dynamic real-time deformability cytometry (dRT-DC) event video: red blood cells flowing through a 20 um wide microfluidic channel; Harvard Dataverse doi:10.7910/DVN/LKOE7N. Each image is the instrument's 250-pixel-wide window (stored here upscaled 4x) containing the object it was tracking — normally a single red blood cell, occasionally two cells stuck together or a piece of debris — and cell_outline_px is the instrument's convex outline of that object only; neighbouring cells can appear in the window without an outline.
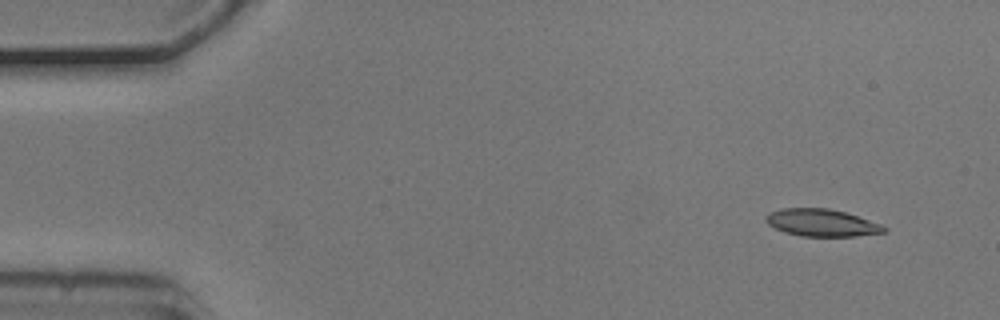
{"species": "common noctule bat (a hibernating species)", "species_latin": "Nyctalus noctula", "temperature_condition": "cold", "stored_images_in_passage": 4, "camera_frame_rate_fps": 3000, "um_per_image_px": 0.085, "animal": {"sex": "male", "body_mass_g": 20.5, "forearm_length_mm": 52.5}, "frame": {"image": 1, "passage_image": 1, "time_ms": 0.0, "image_size_px": [1000, 320], "cell_outline_px": [[888, 228], [884, 232], [856, 236], [800, 236], [784, 232], [768, 224], [764, 220], [764, 216], [768, 212], [780, 208], [828, 208], [844, 212], [880, 224]], "centroid_in_image_um": [69.77, 18.93], "position_along_channel_um": 15.2, "area_um2": 18.73}}
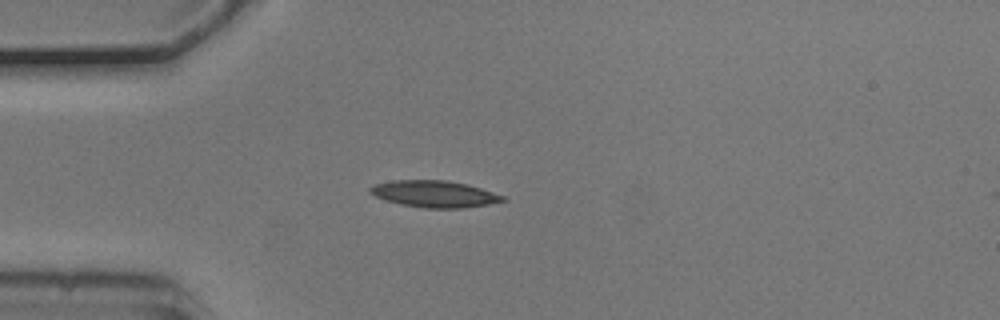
{"frame": {"image": 2, "passage_image": 4, "time_ms": 1.0, "image_size_px": [1000, 320], "cell_outline_px": [[508, 200], [488, 204], [464, 208], [424, 208], [400, 204], [384, 200], [368, 192], [368, 188], [372, 184], [392, 180], [444, 180], [468, 184], [504, 196]], "centroid_in_image_um": [36.88, 16.48], "position_along_channel_um": 48.1, "area_um2": 20.75}}